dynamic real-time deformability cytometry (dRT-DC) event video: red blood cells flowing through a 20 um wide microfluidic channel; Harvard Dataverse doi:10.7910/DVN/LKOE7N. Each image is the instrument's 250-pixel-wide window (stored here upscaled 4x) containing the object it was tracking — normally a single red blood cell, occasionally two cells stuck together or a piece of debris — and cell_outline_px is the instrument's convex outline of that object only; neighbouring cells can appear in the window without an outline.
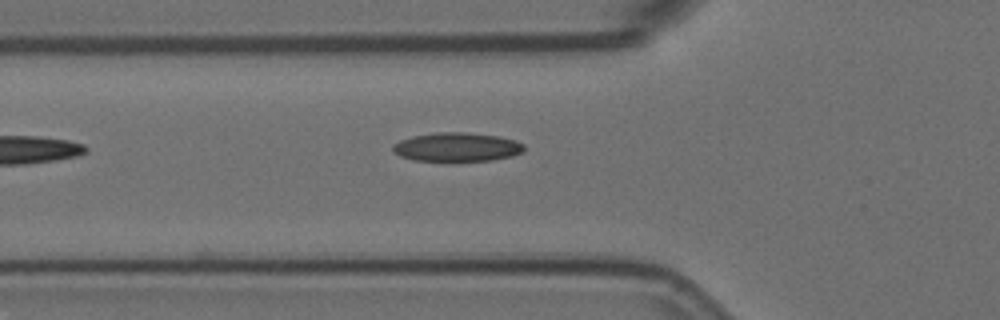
{"species": "Egyptian fruit bat (a non-hibernating species)", "species_latin": "Rousettus aegyptiacus", "temperature_condition": "room temperature", "stored_images_in_passage": 3, "camera_frame_rate_fps": 3000, "um_per_image_px": 0.085, "animal": {"sex": "female"}, "frame": {"image": 1, "passage_image": 2, "time_ms": 0.333, "image_size_px": [1000, 320], "cell_outline_px": [[524, 152], [512, 156], [492, 160], [412, 160], [400, 156], [392, 152], [392, 144], [400, 140], [412, 136], [440, 132], [464, 132], [500, 136], [516, 140], [524, 144]], "centroid_in_image_um": [38.84, 12.49], "position_along_channel_um": 87.0, "area_um2": 22.08}}